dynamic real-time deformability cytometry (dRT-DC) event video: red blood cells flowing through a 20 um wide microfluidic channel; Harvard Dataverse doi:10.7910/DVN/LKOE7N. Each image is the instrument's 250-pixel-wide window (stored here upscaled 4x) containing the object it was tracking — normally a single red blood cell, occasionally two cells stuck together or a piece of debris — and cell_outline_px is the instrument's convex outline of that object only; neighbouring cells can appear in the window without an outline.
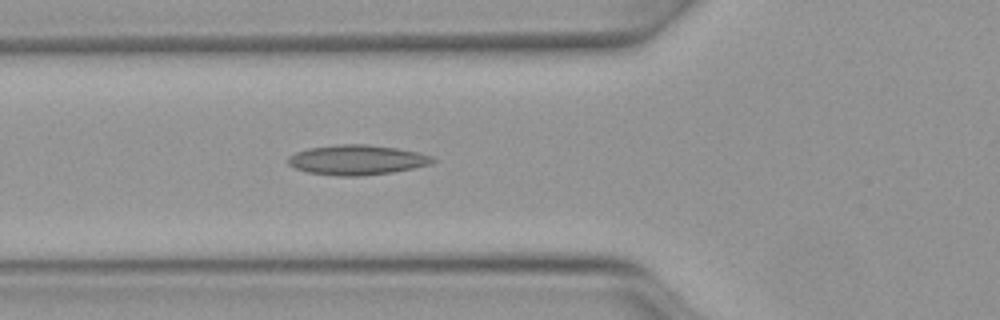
{"species": "Egyptian fruit bat (a non-hibernating species)", "species_latin": "Rousettus aegyptiacus", "temperature_condition": "warm", "stored_images_in_passage": 39, "camera_frame_rate_fps": 3000, "um_per_image_px": 0.085, "animal": {"sex": "female"}, "frame": {"image": 1, "passage_image": 17, "time_ms": 5.333, "image_size_px": [1000, 320], "cell_outline_px": [[436, 160], [432, 164], [392, 172], [360, 176], [340, 176], [308, 172], [296, 168], [288, 164], [288, 156], [296, 152], [308, 148], [340, 144], [368, 144], [396, 148], [416, 152], [432, 156]], "centroid_in_image_um": [30.34, 13.59], "position_along_channel_um": 95.5, "area_um2": 25.09}}
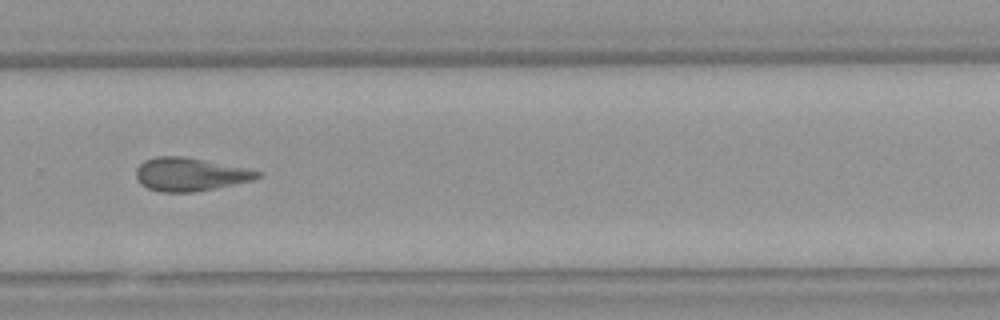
{"frame": {"image": 2, "passage_image": 33, "time_ms": 10.667, "image_size_px": [1000, 320], "cell_outline_px": [[260, 176], [252, 180], [216, 188], [192, 192], [160, 192], [148, 188], [140, 184], [136, 176], [136, 168], [144, 160], [156, 156], [184, 156], [248, 168], [260, 172]], "centroid_in_image_um": [16.12, 14.81], "position_along_channel_um": 313.7, "area_um2": 23.52}, "authors_computed_cell_mechanics": {"area_um2": 23.5246, "velocity_mm_per_s": 4.0853, "shape_relaxation_time_tau1_ms": null, "shape_relaxation_time_tau2_ms": 3.8392, "deformation_change_tau1": null, "deformation_change_tau2": 0.1232}}